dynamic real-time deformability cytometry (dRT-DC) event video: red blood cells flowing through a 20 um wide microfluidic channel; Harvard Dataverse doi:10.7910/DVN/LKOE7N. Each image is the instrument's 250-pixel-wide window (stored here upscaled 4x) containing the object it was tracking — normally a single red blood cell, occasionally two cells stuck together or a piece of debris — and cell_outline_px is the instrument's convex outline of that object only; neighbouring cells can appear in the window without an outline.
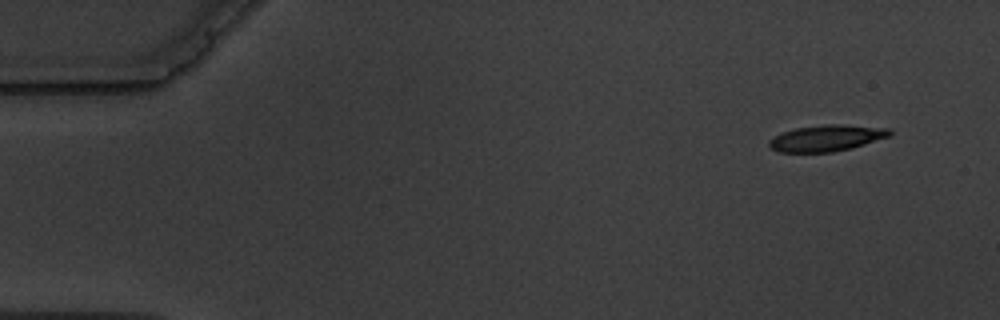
{"species": "common noctule bat (a hibernating species)", "species_latin": "Nyctalus noctula", "temperature_condition": "warm", "stored_images_in_passage": 8, "camera_frame_rate_fps": 3000, "um_per_image_px": 0.085, "animal": {"sex": "male", "body_mass_g": 19.5, "forearm_length_mm": 54.6}, "frame": {"image": 1, "passage_image": 1, "time_ms": 0.0, "image_size_px": [1000, 320], "cell_outline_px": [[892, 136], [852, 148], [832, 152], [776, 152], [768, 144], [768, 140], [784, 132], [796, 128], [828, 124], [844, 124], [892, 128]], "centroid_in_image_um": [70.33, 11.73], "position_along_channel_um": 14.7, "area_um2": 18.61}}
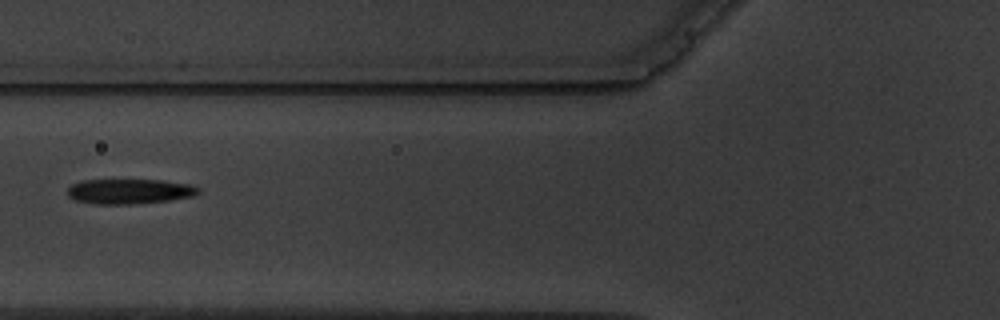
{"frame": {"image": 2, "passage_image": 6, "time_ms": 6.0, "image_size_px": [1000, 320], "cell_outline_px": [[200, 192], [192, 196], [168, 200], [132, 204], [96, 204], [76, 200], [68, 196], [68, 188], [72, 184], [80, 180], [164, 180], [192, 184], [200, 188]], "centroid_in_image_um": [11.02, 16.25], "position_along_channel_um": 114.8, "area_um2": 19.07}}
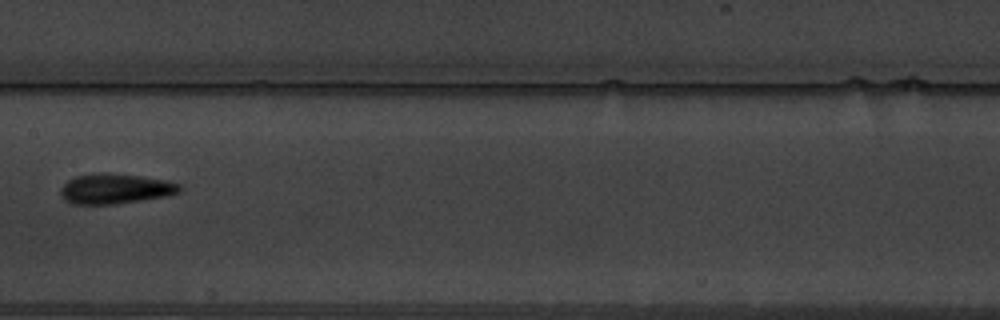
{"frame": {"image": 3, "passage_image": 8, "time_ms": 8.333, "image_size_px": [1000, 320], "cell_outline_px": [[180, 192], [168, 196], [112, 204], [72, 204], [64, 200], [60, 192], [60, 188], [68, 180], [76, 176], [100, 172], [104, 172], [140, 176], [168, 180], [180, 184]], "centroid_in_image_um": [9.79, 16.04], "position_along_channel_um": 197.6, "area_um2": 20.92}}